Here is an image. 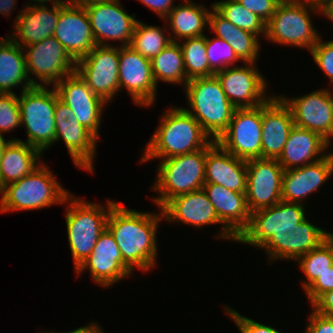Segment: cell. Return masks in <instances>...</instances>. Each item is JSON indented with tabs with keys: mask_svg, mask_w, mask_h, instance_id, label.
Listing matches in <instances>:
<instances>
[{
	"mask_svg": "<svg viewBox=\"0 0 333 333\" xmlns=\"http://www.w3.org/2000/svg\"><path fill=\"white\" fill-rule=\"evenodd\" d=\"M120 4L119 0H110L85 6L96 45L111 46L108 40L121 41L120 46L130 45L138 20Z\"/></svg>",
	"mask_w": 333,
	"mask_h": 333,
	"instance_id": "15",
	"label": "cell"
},
{
	"mask_svg": "<svg viewBox=\"0 0 333 333\" xmlns=\"http://www.w3.org/2000/svg\"><path fill=\"white\" fill-rule=\"evenodd\" d=\"M164 219L190 224L194 227L222 224L218 238L237 240V237L219 220L213 204L202 189L182 194L170 199L162 208Z\"/></svg>",
	"mask_w": 333,
	"mask_h": 333,
	"instance_id": "20",
	"label": "cell"
},
{
	"mask_svg": "<svg viewBox=\"0 0 333 333\" xmlns=\"http://www.w3.org/2000/svg\"><path fill=\"white\" fill-rule=\"evenodd\" d=\"M299 268L305 275L302 281L303 290L307 289L320 275L333 265V233H328L326 239L316 248L301 256L298 260Z\"/></svg>",
	"mask_w": 333,
	"mask_h": 333,
	"instance_id": "34",
	"label": "cell"
},
{
	"mask_svg": "<svg viewBox=\"0 0 333 333\" xmlns=\"http://www.w3.org/2000/svg\"><path fill=\"white\" fill-rule=\"evenodd\" d=\"M78 75L88 87L107 103L112 100L119 86V45L99 46L76 61Z\"/></svg>",
	"mask_w": 333,
	"mask_h": 333,
	"instance_id": "11",
	"label": "cell"
},
{
	"mask_svg": "<svg viewBox=\"0 0 333 333\" xmlns=\"http://www.w3.org/2000/svg\"><path fill=\"white\" fill-rule=\"evenodd\" d=\"M17 0H0V14L10 17V12L15 8L14 5L17 3Z\"/></svg>",
	"mask_w": 333,
	"mask_h": 333,
	"instance_id": "48",
	"label": "cell"
},
{
	"mask_svg": "<svg viewBox=\"0 0 333 333\" xmlns=\"http://www.w3.org/2000/svg\"><path fill=\"white\" fill-rule=\"evenodd\" d=\"M53 36L75 61L96 46L85 7L67 2L59 4V18Z\"/></svg>",
	"mask_w": 333,
	"mask_h": 333,
	"instance_id": "21",
	"label": "cell"
},
{
	"mask_svg": "<svg viewBox=\"0 0 333 333\" xmlns=\"http://www.w3.org/2000/svg\"><path fill=\"white\" fill-rule=\"evenodd\" d=\"M21 126L18 96L15 93H0V134L11 132Z\"/></svg>",
	"mask_w": 333,
	"mask_h": 333,
	"instance_id": "39",
	"label": "cell"
},
{
	"mask_svg": "<svg viewBox=\"0 0 333 333\" xmlns=\"http://www.w3.org/2000/svg\"><path fill=\"white\" fill-rule=\"evenodd\" d=\"M161 119L158 129L147 142L141 162L189 154L203 149L212 141L183 107L172 106Z\"/></svg>",
	"mask_w": 333,
	"mask_h": 333,
	"instance_id": "3",
	"label": "cell"
},
{
	"mask_svg": "<svg viewBox=\"0 0 333 333\" xmlns=\"http://www.w3.org/2000/svg\"><path fill=\"white\" fill-rule=\"evenodd\" d=\"M313 310L317 313L333 318V290L322 294L313 304Z\"/></svg>",
	"mask_w": 333,
	"mask_h": 333,
	"instance_id": "45",
	"label": "cell"
},
{
	"mask_svg": "<svg viewBox=\"0 0 333 333\" xmlns=\"http://www.w3.org/2000/svg\"><path fill=\"white\" fill-rule=\"evenodd\" d=\"M33 2H37L38 3V6L40 4V6H43L45 5V3L47 2H52L53 5L55 4H60V3H66V0L65 1H61V0H32ZM44 3V4H43Z\"/></svg>",
	"mask_w": 333,
	"mask_h": 333,
	"instance_id": "52",
	"label": "cell"
},
{
	"mask_svg": "<svg viewBox=\"0 0 333 333\" xmlns=\"http://www.w3.org/2000/svg\"><path fill=\"white\" fill-rule=\"evenodd\" d=\"M116 203L110 210L106 228L111 232L121 251L125 266L149 271L157 258V227L164 218L160 213L139 212L125 209Z\"/></svg>",
	"mask_w": 333,
	"mask_h": 333,
	"instance_id": "2",
	"label": "cell"
},
{
	"mask_svg": "<svg viewBox=\"0 0 333 333\" xmlns=\"http://www.w3.org/2000/svg\"><path fill=\"white\" fill-rule=\"evenodd\" d=\"M172 41L158 55L153 57L151 61L152 73L156 85L159 81L166 83L183 84L184 87L189 81L186 78L183 53L178 43Z\"/></svg>",
	"mask_w": 333,
	"mask_h": 333,
	"instance_id": "33",
	"label": "cell"
},
{
	"mask_svg": "<svg viewBox=\"0 0 333 333\" xmlns=\"http://www.w3.org/2000/svg\"><path fill=\"white\" fill-rule=\"evenodd\" d=\"M294 125L291 109L279 95L263 103L261 158L278 159Z\"/></svg>",
	"mask_w": 333,
	"mask_h": 333,
	"instance_id": "23",
	"label": "cell"
},
{
	"mask_svg": "<svg viewBox=\"0 0 333 333\" xmlns=\"http://www.w3.org/2000/svg\"><path fill=\"white\" fill-rule=\"evenodd\" d=\"M181 46L186 78L210 77L215 72L210 68L206 52V36L184 39Z\"/></svg>",
	"mask_w": 333,
	"mask_h": 333,
	"instance_id": "35",
	"label": "cell"
},
{
	"mask_svg": "<svg viewBox=\"0 0 333 333\" xmlns=\"http://www.w3.org/2000/svg\"><path fill=\"white\" fill-rule=\"evenodd\" d=\"M186 1V2H185ZM175 6L164 20H168L174 37L172 41L205 35L204 28L209 25L210 11L204 5H196L191 0ZM176 37V38H175Z\"/></svg>",
	"mask_w": 333,
	"mask_h": 333,
	"instance_id": "32",
	"label": "cell"
},
{
	"mask_svg": "<svg viewBox=\"0 0 333 333\" xmlns=\"http://www.w3.org/2000/svg\"><path fill=\"white\" fill-rule=\"evenodd\" d=\"M309 316L305 333H333V318L323 316L314 310Z\"/></svg>",
	"mask_w": 333,
	"mask_h": 333,
	"instance_id": "44",
	"label": "cell"
},
{
	"mask_svg": "<svg viewBox=\"0 0 333 333\" xmlns=\"http://www.w3.org/2000/svg\"><path fill=\"white\" fill-rule=\"evenodd\" d=\"M151 10L156 12L161 18L165 19L169 12L175 7L174 0H138Z\"/></svg>",
	"mask_w": 333,
	"mask_h": 333,
	"instance_id": "46",
	"label": "cell"
},
{
	"mask_svg": "<svg viewBox=\"0 0 333 333\" xmlns=\"http://www.w3.org/2000/svg\"><path fill=\"white\" fill-rule=\"evenodd\" d=\"M244 64L241 67H227L215 75L235 108L257 107L267 102L272 95L265 96L268 83L256 68V63Z\"/></svg>",
	"mask_w": 333,
	"mask_h": 333,
	"instance_id": "16",
	"label": "cell"
},
{
	"mask_svg": "<svg viewBox=\"0 0 333 333\" xmlns=\"http://www.w3.org/2000/svg\"><path fill=\"white\" fill-rule=\"evenodd\" d=\"M208 26L217 38L225 40L233 48L240 60L255 63L261 46L257 35L233 25L215 9L210 11Z\"/></svg>",
	"mask_w": 333,
	"mask_h": 333,
	"instance_id": "31",
	"label": "cell"
},
{
	"mask_svg": "<svg viewBox=\"0 0 333 333\" xmlns=\"http://www.w3.org/2000/svg\"><path fill=\"white\" fill-rule=\"evenodd\" d=\"M303 206L300 203L280 201L271 207L252 212L249 225L236 242L265 250L269 261H297L323 242L329 233L306 219Z\"/></svg>",
	"mask_w": 333,
	"mask_h": 333,
	"instance_id": "1",
	"label": "cell"
},
{
	"mask_svg": "<svg viewBox=\"0 0 333 333\" xmlns=\"http://www.w3.org/2000/svg\"><path fill=\"white\" fill-rule=\"evenodd\" d=\"M23 8L14 21L16 34L8 35L14 42L24 48L53 36L59 18V4H52L50 9L45 5L33 3L29 6L27 3Z\"/></svg>",
	"mask_w": 333,
	"mask_h": 333,
	"instance_id": "26",
	"label": "cell"
},
{
	"mask_svg": "<svg viewBox=\"0 0 333 333\" xmlns=\"http://www.w3.org/2000/svg\"><path fill=\"white\" fill-rule=\"evenodd\" d=\"M262 104L235 108L228 128L216 142L235 157L248 161L261 158Z\"/></svg>",
	"mask_w": 333,
	"mask_h": 333,
	"instance_id": "10",
	"label": "cell"
},
{
	"mask_svg": "<svg viewBox=\"0 0 333 333\" xmlns=\"http://www.w3.org/2000/svg\"><path fill=\"white\" fill-rule=\"evenodd\" d=\"M320 36L310 53L320 70L326 74L333 84V40L323 42Z\"/></svg>",
	"mask_w": 333,
	"mask_h": 333,
	"instance_id": "40",
	"label": "cell"
},
{
	"mask_svg": "<svg viewBox=\"0 0 333 333\" xmlns=\"http://www.w3.org/2000/svg\"><path fill=\"white\" fill-rule=\"evenodd\" d=\"M104 1H110V0H67L66 2L72 5L85 7L89 4L99 3Z\"/></svg>",
	"mask_w": 333,
	"mask_h": 333,
	"instance_id": "50",
	"label": "cell"
},
{
	"mask_svg": "<svg viewBox=\"0 0 333 333\" xmlns=\"http://www.w3.org/2000/svg\"><path fill=\"white\" fill-rule=\"evenodd\" d=\"M54 89L58 98L74 112L78 122L99 139L101 116L107 102L96 95L76 71L59 81Z\"/></svg>",
	"mask_w": 333,
	"mask_h": 333,
	"instance_id": "17",
	"label": "cell"
},
{
	"mask_svg": "<svg viewBox=\"0 0 333 333\" xmlns=\"http://www.w3.org/2000/svg\"><path fill=\"white\" fill-rule=\"evenodd\" d=\"M65 202H68L65 221L69 248L76 270L91 254L100 234L106 229L109 212L116 202L108 200L106 208L101 204L80 200L72 194Z\"/></svg>",
	"mask_w": 333,
	"mask_h": 333,
	"instance_id": "6",
	"label": "cell"
},
{
	"mask_svg": "<svg viewBox=\"0 0 333 333\" xmlns=\"http://www.w3.org/2000/svg\"><path fill=\"white\" fill-rule=\"evenodd\" d=\"M54 119V144L62 139L74 165L93 173L97 138L78 122L74 112L58 98L57 92Z\"/></svg>",
	"mask_w": 333,
	"mask_h": 333,
	"instance_id": "13",
	"label": "cell"
},
{
	"mask_svg": "<svg viewBox=\"0 0 333 333\" xmlns=\"http://www.w3.org/2000/svg\"><path fill=\"white\" fill-rule=\"evenodd\" d=\"M312 12L322 14L321 2H280L266 24L265 38L279 45L306 47L311 51L320 38L310 18Z\"/></svg>",
	"mask_w": 333,
	"mask_h": 333,
	"instance_id": "8",
	"label": "cell"
},
{
	"mask_svg": "<svg viewBox=\"0 0 333 333\" xmlns=\"http://www.w3.org/2000/svg\"><path fill=\"white\" fill-rule=\"evenodd\" d=\"M205 183L246 193L247 161L235 157L212 140L206 146Z\"/></svg>",
	"mask_w": 333,
	"mask_h": 333,
	"instance_id": "25",
	"label": "cell"
},
{
	"mask_svg": "<svg viewBox=\"0 0 333 333\" xmlns=\"http://www.w3.org/2000/svg\"><path fill=\"white\" fill-rule=\"evenodd\" d=\"M239 4L243 5L246 9L255 13L266 24L275 13L279 0H236Z\"/></svg>",
	"mask_w": 333,
	"mask_h": 333,
	"instance_id": "42",
	"label": "cell"
},
{
	"mask_svg": "<svg viewBox=\"0 0 333 333\" xmlns=\"http://www.w3.org/2000/svg\"><path fill=\"white\" fill-rule=\"evenodd\" d=\"M24 82V83H23ZM23 83V86L21 85ZM23 90L37 86V81L28 76L23 48L9 36L0 38V93H15L12 87Z\"/></svg>",
	"mask_w": 333,
	"mask_h": 333,
	"instance_id": "29",
	"label": "cell"
},
{
	"mask_svg": "<svg viewBox=\"0 0 333 333\" xmlns=\"http://www.w3.org/2000/svg\"><path fill=\"white\" fill-rule=\"evenodd\" d=\"M41 154L40 150L23 140H11L5 147L0 160V190L38 168L42 164L40 163Z\"/></svg>",
	"mask_w": 333,
	"mask_h": 333,
	"instance_id": "30",
	"label": "cell"
},
{
	"mask_svg": "<svg viewBox=\"0 0 333 333\" xmlns=\"http://www.w3.org/2000/svg\"><path fill=\"white\" fill-rule=\"evenodd\" d=\"M97 333H104L102 328Z\"/></svg>",
	"mask_w": 333,
	"mask_h": 333,
	"instance_id": "54",
	"label": "cell"
},
{
	"mask_svg": "<svg viewBox=\"0 0 333 333\" xmlns=\"http://www.w3.org/2000/svg\"><path fill=\"white\" fill-rule=\"evenodd\" d=\"M206 52L210 68L216 73L240 61L233 48L223 39L206 36Z\"/></svg>",
	"mask_w": 333,
	"mask_h": 333,
	"instance_id": "38",
	"label": "cell"
},
{
	"mask_svg": "<svg viewBox=\"0 0 333 333\" xmlns=\"http://www.w3.org/2000/svg\"><path fill=\"white\" fill-rule=\"evenodd\" d=\"M332 173V151L316 162L284 170L282 201L303 204L302 202H304L305 198L317 191Z\"/></svg>",
	"mask_w": 333,
	"mask_h": 333,
	"instance_id": "24",
	"label": "cell"
},
{
	"mask_svg": "<svg viewBox=\"0 0 333 333\" xmlns=\"http://www.w3.org/2000/svg\"><path fill=\"white\" fill-rule=\"evenodd\" d=\"M280 2H309V1H315V0H279Z\"/></svg>",
	"mask_w": 333,
	"mask_h": 333,
	"instance_id": "53",
	"label": "cell"
},
{
	"mask_svg": "<svg viewBox=\"0 0 333 333\" xmlns=\"http://www.w3.org/2000/svg\"><path fill=\"white\" fill-rule=\"evenodd\" d=\"M119 86L125 87L138 106H152L157 85L153 77L151 61L131 46H119Z\"/></svg>",
	"mask_w": 333,
	"mask_h": 333,
	"instance_id": "18",
	"label": "cell"
},
{
	"mask_svg": "<svg viewBox=\"0 0 333 333\" xmlns=\"http://www.w3.org/2000/svg\"><path fill=\"white\" fill-rule=\"evenodd\" d=\"M26 69L34 74L37 86L53 87L67 75L75 72L76 61L69 55L62 44L50 36L40 42L25 46ZM43 83H42V82Z\"/></svg>",
	"mask_w": 333,
	"mask_h": 333,
	"instance_id": "12",
	"label": "cell"
},
{
	"mask_svg": "<svg viewBox=\"0 0 333 333\" xmlns=\"http://www.w3.org/2000/svg\"><path fill=\"white\" fill-rule=\"evenodd\" d=\"M11 140H15V139L13 138V139H10V140H5L3 138V134H0V160H1V157L3 155V151H4L5 147L8 145V143Z\"/></svg>",
	"mask_w": 333,
	"mask_h": 333,
	"instance_id": "51",
	"label": "cell"
},
{
	"mask_svg": "<svg viewBox=\"0 0 333 333\" xmlns=\"http://www.w3.org/2000/svg\"><path fill=\"white\" fill-rule=\"evenodd\" d=\"M203 190L213 204L219 220L238 237L250 221L251 213L247 205L246 194L214 183H205Z\"/></svg>",
	"mask_w": 333,
	"mask_h": 333,
	"instance_id": "28",
	"label": "cell"
},
{
	"mask_svg": "<svg viewBox=\"0 0 333 333\" xmlns=\"http://www.w3.org/2000/svg\"><path fill=\"white\" fill-rule=\"evenodd\" d=\"M211 9H215L222 17L241 29L258 37L260 34L266 36V23L236 0L217 1L212 4Z\"/></svg>",
	"mask_w": 333,
	"mask_h": 333,
	"instance_id": "36",
	"label": "cell"
},
{
	"mask_svg": "<svg viewBox=\"0 0 333 333\" xmlns=\"http://www.w3.org/2000/svg\"><path fill=\"white\" fill-rule=\"evenodd\" d=\"M166 32L158 26H150L137 21L129 46L151 60L172 42L170 36L164 35Z\"/></svg>",
	"mask_w": 333,
	"mask_h": 333,
	"instance_id": "37",
	"label": "cell"
},
{
	"mask_svg": "<svg viewBox=\"0 0 333 333\" xmlns=\"http://www.w3.org/2000/svg\"><path fill=\"white\" fill-rule=\"evenodd\" d=\"M206 147L198 151L161 159L152 189L158 191L153 202L162 208L170 199L203 188Z\"/></svg>",
	"mask_w": 333,
	"mask_h": 333,
	"instance_id": "7",
	"label": "cell"
},
{
	"mask_svg": "<svg viewBox=\"0 0 333 333\" xmlns=\"http://www.w3.org/2000/svg\"><path fill=\"white\" fill-rule=\"evenodd\" d=\"M333 290V265L320 275L306 290L311 305L325 292Z\"/></svg>",
	"mask_w": 333,
	"mask_h": 333,
	"instance_id": "43",
	"label": "cell"
},
{
	"mask_svg": "<svg viewBox=\"0 0 333 333\" xmlns=\"http://www.w3.org/2000/svg\"><path fill=\"white\" fill-rule=\"evenodd\" d=\"M46 165L43 162L31 174L0 190V212L37 210L53 204H65L71 193L57 182Z\"/></svg>",
	"mask_w": 333,
	"mask_h": 333,
	"instance_id": "5",
	"label": "cell"
},
{
	"mask_svg": "<svg viewBox=\"0 0 333 333\" xmlns=\"http://www.w3.org/2000/svg\"><path fill=\"white\" fill-rule=\"evenodd\" d=\"M101 327L98 323H91L84 327H78L77 329L69 332H59V333H97ZM49 333H55V332H49ZM58 333V332H57Z\"/></svg>",
	"mask_w": 333,
	"mask_h": 333,
	"instance_id": "47",
	"label": "cell"
},
{
	"mask_svg": "<svg viewBox=\"0 0 333 333\" xmlns=\"http://www.w3.org/2000/svg\"><path fill=\"white\" fill-rule=\"evenodd\" d=\"M33 86L23 90L18 103L21 125L27 133L26 143L42 153L54 144L56 90Z\"/></svg>",
	"mask_w": 333,
	"mask_h": 333,
	"instance_id": "9",
	"label": "cell"
},
{
	"mask_svg": "<svg viewBox=\"0 0 333 333\" xmlns=\"http://www.w3.org/2000/svg\"><path fill=\"white\" fill-rule=\"evenodd\" d=\"M225 310L234 323H236L240 333H281L272 326L261 324L251 318L242 316L239 312L228 306L225 307Z\"/></svg>",
	"mask_w": 333,
	"mask_h": 333,
	"instance_id": "41",
	"label": "cell"
},
{
	"mask_svg": "<svg viewBox=\"0 0 333 333\" xmlns=\"http://www.w3.org/2000/svg\"><path fill=\"white\" fill-rule=\"evenodd\" d=\"M329 145L319 134L294 125L277 160L284 170L302 167L324 158Z\"/></svg>",
	"mask_w": 333,
	"mask_h": 333,
	"instance_id": "27",
	"label": "cell"
},
{
	"mask_svg": "<svg viewBox=\"0 0 333 333\" xmlns=\"http://www.w3.org/2000/svg\"><path fill=\"white\" fill-rule=\"evenodd\" d=\"M284 169L277 159L257 158L247 161L246 200L250 213L282 201Z\"/></svg>",
	"mask_w": 333,
	"mask_h": 333,
	"instance_id": "14",
	"label": "cell"
},
{
	"mask_svg": "<svg viewBox=\"0 0 333 333\" xmlns=\"http://www.w3.org/2000/svg\"><path fill=\"white\" fill-rule=\"evenodd\" d=\"M185 95L191 110L184 108L200 124L212 140L228 128L235 107L225 95L216 75L190 79Z\"/></svg>",
	"mask_w": 333,
	"mask_h": 333,
	"instance_id": "4",
	"label": "cell"
},
{
	"mask_svg": "<svg viewBox=\"0 0 333 333\" xmlns=\"http://www.w3.org/2000/svg\"><path fill=\"white\" fill-rule=\"evenodd\" d=\"M322 14L333 22V0H323L321 2Z\"/></svg>",
	"mask_w": 333,
	"mask_h": 333,
	"instance_id": "49",
	"label": "cell"
},
{
	"mask_svg": "<svg viewBox=\"0 0 333 333\" xmlns=\"http://www.w3.org/2000/svg\"><path fill=\"white\" fill-rule=\"evenodd\" d=\"M88 268L94 282L104 287L132 274L125 266L117 242L107 228L100 234L91 254L75 270L76 275L79 276Z\"/></svg>",
	"mask_w": 333,
	"mask_h": 333,
	"instance_id": "22",
	"label": "cell"
},
{
	"mask_svg": "<svg viewBox=\"0 0 333 333\" xmlns=\"http://www.w3.org/2000/svg\"><path fill=\"white\" fill-rule=\"evenodd\" d=\"M333 92L320 89L297 98L280 97L290 107L294 124L319 134L330 145L333 137Z\"/></svg>",
	"mask_w": 333,
	"mask_h": 333,
	"instance_id": "19",
	"label": "cell"
}]
</instances>
